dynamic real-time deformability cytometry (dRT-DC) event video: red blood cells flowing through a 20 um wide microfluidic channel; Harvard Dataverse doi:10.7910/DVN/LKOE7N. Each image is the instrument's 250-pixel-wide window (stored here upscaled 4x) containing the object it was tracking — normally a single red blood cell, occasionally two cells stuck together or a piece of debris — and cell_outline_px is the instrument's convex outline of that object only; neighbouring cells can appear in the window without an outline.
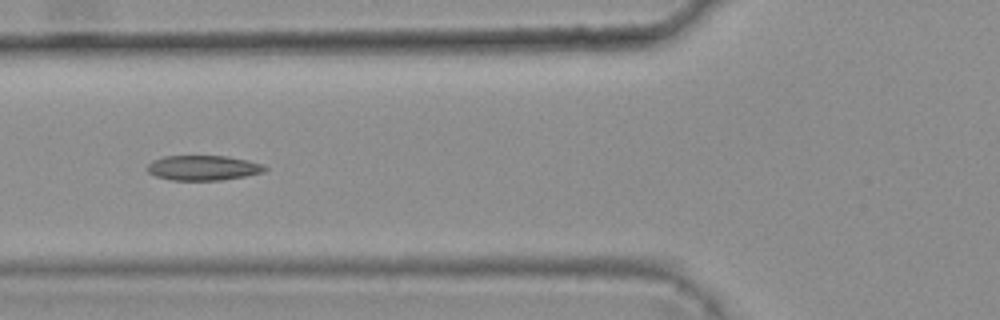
{"species": "common noctule bat (a hibernating species)", "species_latin": "Nyctalus noctula", "temperature_condition": "warm", "stored_images_in_passage": 8, "camera_frame_rate_fps": 3000, "um_per_image_px": 0.085, "animal": {"sex": "female", "body_mass_g": 25.1}, "frame": {"image": 1, "passage_image": 7, "time_ms": 2.0, "image_size_px": [1000, 320], "cell_outline_px": [[268, 168], [264, 172], [244, 176], [220, 180], [172, 180], [156, 176], [148, 172], [144, 168], [152, 160], [164, 156], [228, 156], [248, 160], [264, 164]], "centroid_in_image_um": [17.26, 14.26], "position_along_channel_um": 108.5, "area_um2": 17.22}}
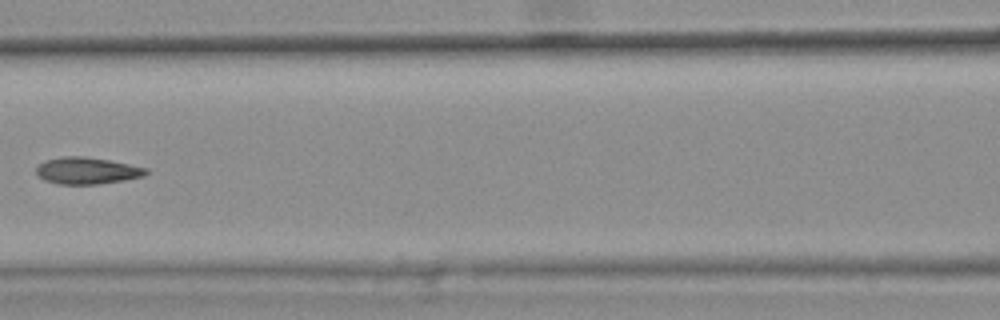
{"frame": {"image": 2, "passage_image": 8, "time_ms": 2.333, "image_size_px": [1000, 320], "cell_outline_px": [[148, 172], [144, 176], [124, 180], [96, 184], [60, 184], [44, 180], [36, 176], [36, 168], [44, 160], [64, 156], [84, 156], [112, 160], [148, 168]], "centroid_in_image_um": [7.39, 14.5], "position_along_channel_um": 159.2, "area_um2": 17.28}}